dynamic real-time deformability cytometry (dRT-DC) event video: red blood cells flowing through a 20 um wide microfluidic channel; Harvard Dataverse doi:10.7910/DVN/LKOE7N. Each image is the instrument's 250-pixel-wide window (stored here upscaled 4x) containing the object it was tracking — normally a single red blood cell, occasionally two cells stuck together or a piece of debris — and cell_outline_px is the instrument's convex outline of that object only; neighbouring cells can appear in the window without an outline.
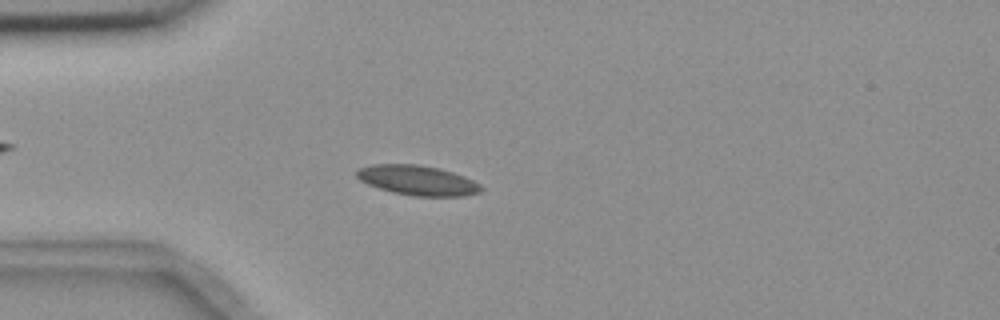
{"species": "common noctule bat (a hibernating species)", "species_latin": "Nyctalus noctula", "temperature_condition": "room temperature", "stored_images_in_passage": 4, "camera_frame_rate_fps": 3000, "um_per_image_px": 0.085, "animal": {"sex": "female", "body_mass_g": 18.4}, "frame": {"image": 1, "passage_image": 3, "time_ms": 2.333, "image_size_px": [1000, 320], "cell_outline_px": [[484, 188], [480, 192], [464, 196], [412, 196], [392, 192], [368, 184], [360, 180], [356, 176], [356, 172], [360, 168], [372, 164], [416, 164], [440, 168], [464, 176], [480, 184]], "centroid_in_image_um": [35.51, 15.33], "position_along_channel_um": 49.5, "area_um2": 21.62}}